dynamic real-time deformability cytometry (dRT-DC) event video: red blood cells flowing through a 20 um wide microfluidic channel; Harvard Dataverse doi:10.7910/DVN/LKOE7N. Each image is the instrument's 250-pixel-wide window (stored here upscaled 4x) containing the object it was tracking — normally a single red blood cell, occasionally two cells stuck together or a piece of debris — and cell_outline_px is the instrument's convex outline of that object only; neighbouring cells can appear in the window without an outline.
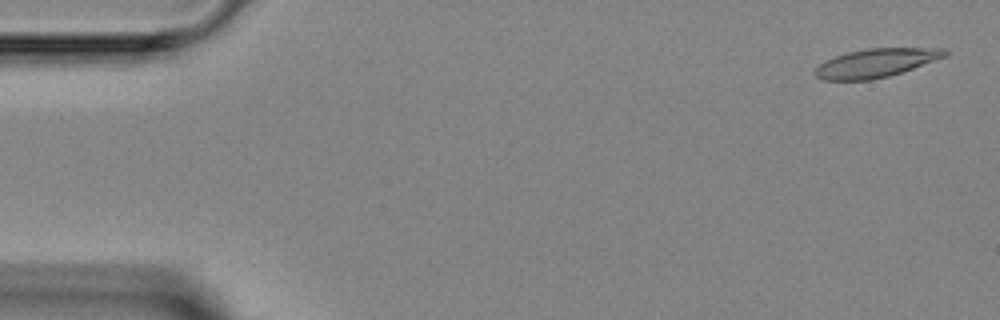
{"species": "Egyptian fruit bat (a non-hibernating species)", "species_latin": "Rousettus aegyptiacus", "temperature_condition": "room temperature", "stored_images_in_passage": 5, "camera_frame_rate_fps": 3000, "um_per_image_px": 0.085, "animal": {"sex": "female"}, "frame": {"image": 1, "passage_image": 1, "time_ms": 0.0, "image_size_px": [1000, 320], "cell_outline_px": [[948, 56], [888, 76], [872, 80], [824, 80], [816, 76], [812, 72], [824, 60], [848, 52], [868, 48], [944, 48], [948, 52]], "centroid_in_image_um": [74.44, 5.35], "position_along_channel_um": 10.6, "area_um2": 21.56}}
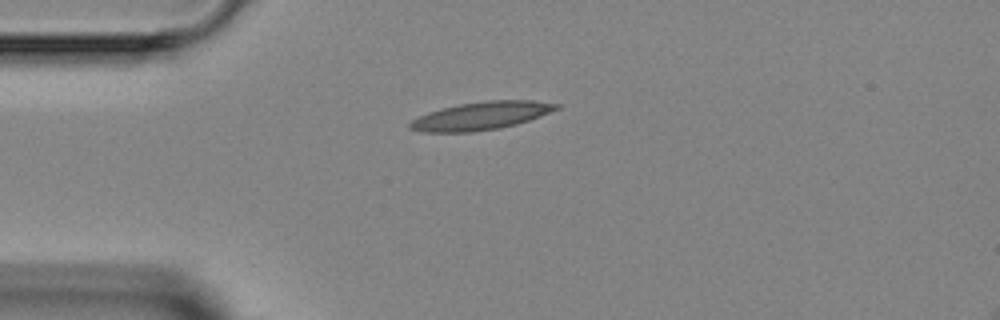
{"frame": {"image": 2, "passage_image": 4, "time_ms": 3.333, "image_size_px": [1000, 320], "cell_outline_px": [[560, 108], [528, 120], [516, 124], [500, 128], [472, 132], [420, 132], [408, 128], [408, 124], [412, 120], [428, 112], [460, 104], [488, 100], [532, 100], [560, 104]], "centroid_in_image_um": [40.88, 9.85], "position_along_channel_um": 44.1, "area_um2": 23.7}}